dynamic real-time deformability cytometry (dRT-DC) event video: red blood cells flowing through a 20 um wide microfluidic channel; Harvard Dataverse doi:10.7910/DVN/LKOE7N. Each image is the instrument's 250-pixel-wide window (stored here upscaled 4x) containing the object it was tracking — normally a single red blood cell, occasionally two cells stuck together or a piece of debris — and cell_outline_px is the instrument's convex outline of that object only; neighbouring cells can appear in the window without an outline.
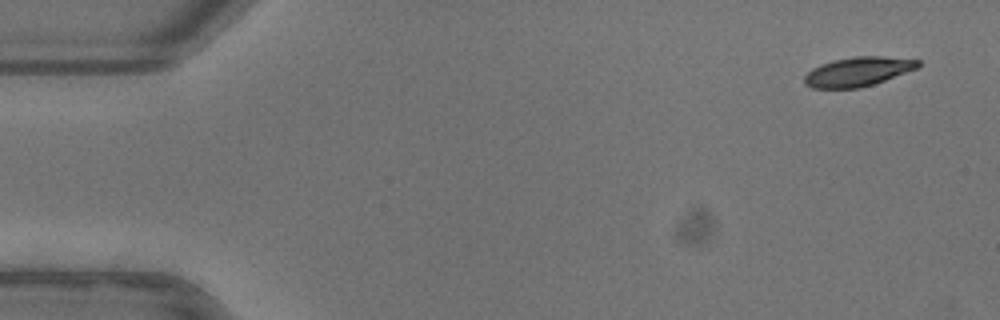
{"species": "common noctule bat (a hibernating species)", "species_latin": "Nyctalus noctula", "temperature_condition": "warm", "stored_images_in_passage": 7, "camera_frame_rate_fps": 3000, "um_per_image_px": 0.085, "animal": {"sex": "female"}, "frame": {"image": 1, "passage_image": 1, "time_ms": 0.0, "image_size_px": [1000, 320], "cell_outline_px": [[920, 68], [860, 88], [812, 88], [804, 84], [804, 76], [812, 68], [820, 64], [832, 60], [852, 56], [884, 56], [920, 60]], "centroid_in_image_um": [72.92, 6.08], "position_along_channel_um": 12.1, "area_um2": 19.54}}